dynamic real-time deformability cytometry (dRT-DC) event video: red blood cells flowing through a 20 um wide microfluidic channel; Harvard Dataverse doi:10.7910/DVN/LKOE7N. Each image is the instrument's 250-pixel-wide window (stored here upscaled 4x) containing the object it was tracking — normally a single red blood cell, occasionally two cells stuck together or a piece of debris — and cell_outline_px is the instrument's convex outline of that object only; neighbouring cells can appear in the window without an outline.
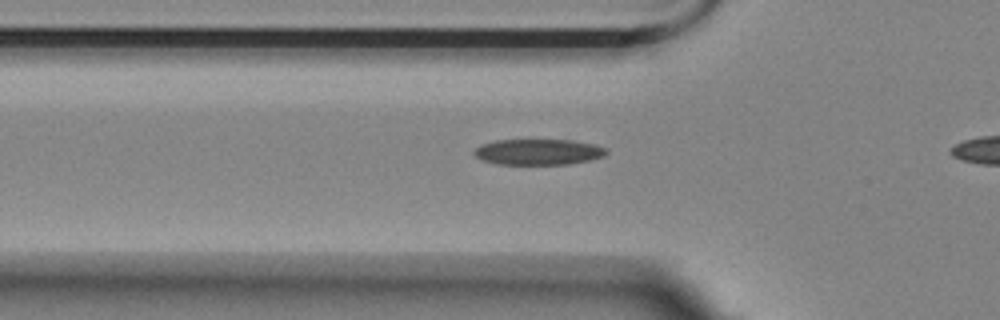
{"species": "Egyptian fruit bat (a non-hibernating species)", "species_latin": "Rousettus aegyptiacus", "temperature_condition": "room temperature", "stored_images_in_passage": 6, "camera_frame_rate_fps": 3000, "um_per_image_px": 0.085, "animal": {"sex": "female"}, "frame": {"image": 1, "passage_image": 4, "time_ms": 1.0, "image_size_px": [1000, 320], "cell_outline_px": [[608, 152], [604, 156], [588, 160], [568, 164], [496, 164], [484, 160], [476, 156], [472, 152], [476, 148], [484, 144], [496, 140], [572, 140], [596, 144], [604, 148]], "centroid_in_image_um": [45.77, 12.91], "position_along_channel_um": 80.0, "area_um2": 19.71}}